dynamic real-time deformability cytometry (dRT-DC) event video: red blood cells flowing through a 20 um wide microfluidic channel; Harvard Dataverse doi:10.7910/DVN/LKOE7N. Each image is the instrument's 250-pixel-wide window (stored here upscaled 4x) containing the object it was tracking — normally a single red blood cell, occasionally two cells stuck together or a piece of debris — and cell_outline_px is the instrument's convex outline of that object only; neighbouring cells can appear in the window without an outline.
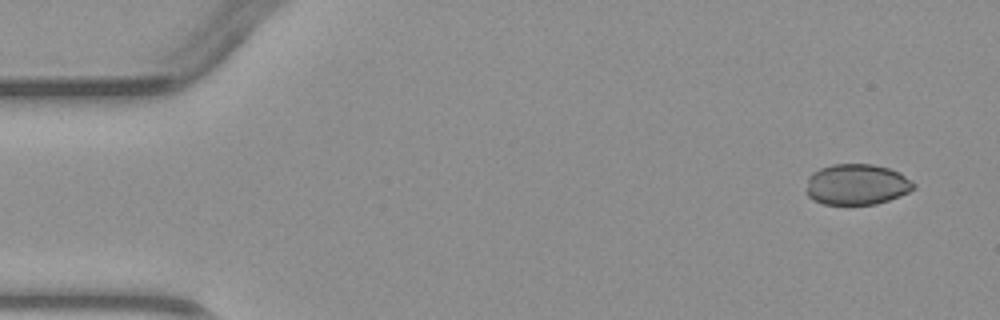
{"species": "common noctule bat (a hibernating species)", "species_latin": "Nyctalus noctula", "temperature_condition": "warm", "stored_images_in_passage": 4, "camera_frame_rate_fps": 3000, "um_per_image_px": 0.085, "animal": {"sex": "male", "body_mass_g": 23.1, "forearm_length_mm": 52.7}, "frame": {"image": 1, "passage_image": 1, "time_ms": 0.0, "image_size_px": [1000, 320], "cell_outline_px": [[916, 188], [908, 192], [888, 200], [876, 204], [824, 204], [812, 200], [804, 192], [808, 176], [812, 172], [820, 168], [832, 164], [872, 164], [888, 168], [900, 172], [912, 180], [916, 184]], "centroid_in_image_um": [72.8, 15.67], "position_along_channel_um": 12.2, "area_um2": 25.89}}